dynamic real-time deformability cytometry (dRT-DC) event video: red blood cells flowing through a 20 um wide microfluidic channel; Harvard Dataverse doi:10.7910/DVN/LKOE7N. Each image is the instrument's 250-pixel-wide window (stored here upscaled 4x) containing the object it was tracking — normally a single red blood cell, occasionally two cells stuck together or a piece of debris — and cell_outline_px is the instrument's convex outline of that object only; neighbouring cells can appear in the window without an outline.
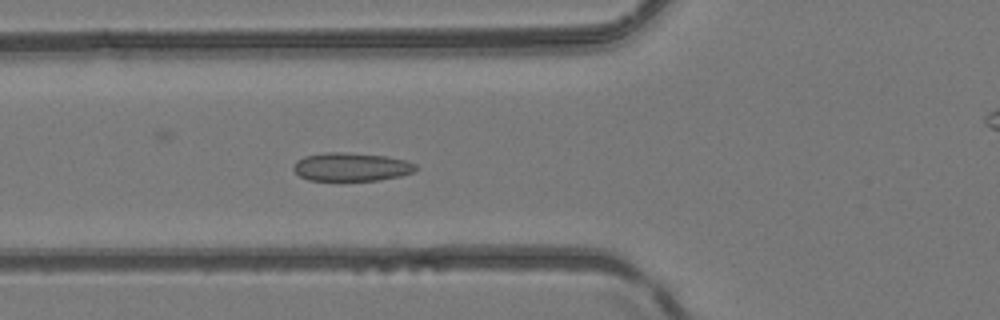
{"species": "common noctule bat (a hibernating species)", "species_latin": "Nyctalus noctula", "temperature_condition": "room temperature", "stored_images_in_passage": 51, "camera_frame_rate_fps": 3000, "um_per_image_px": 0.085, "animal": {"sex": "female", "body_mass_g": 24.6, "forearm_length_mm": 56.2}, "frame": {"image": 1, "passage_image": 19, "time_ms": 6.0, "image_size_px": [1000, 320], "cell_outline_px": [[416, 168], [412, 172], [400, 176], [380, 180], [308, 180], [300, 176], [292, 168], [296, 160], [304, 156], [324, 152], [340, 152], [388, 156], [404, 160], [416, 164]], "centroid_in_image_um": [29.83, 14.18], "position_along_channel_um": 96.0, "area_um2": 20.17}}
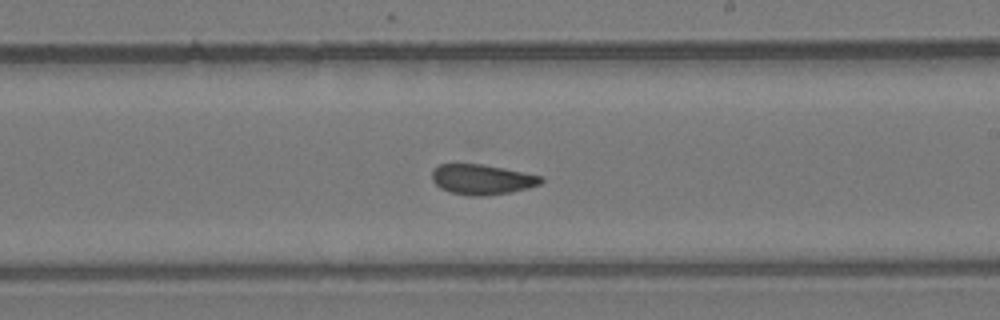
{"frame": {"image": 2, "passage_image": 30, "time_ms": 9.667, "image_size_px": [1000, 320], "cell_outline_px": [[544, 180], [540, 184], [528, 188], [512, 192], [488, 196], [468, 196], [448, 192], [440, 188], [432, 180], [432, 172], [440, 164], [480, 164], [504, 168], [544, 176]], "centroid_in_image_um": [41.0, 15.27], "position_along_channel_um": 248.0, "area_um2": 19.36}}
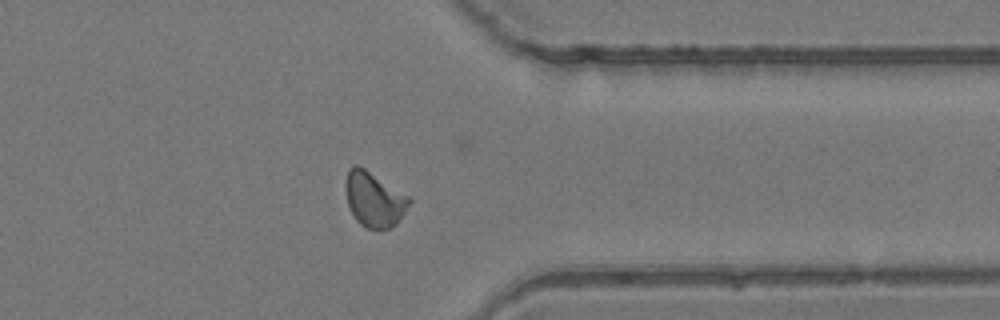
{"frame": {"image": 3, "passage_image": 40, "time_ms": 13.0, "image_size_px": [1000, 320], "cell_outline_px": [[412, 200], [396, 224], [388, 228], [376, 232], [364, 228], [356, 220], [348, 204], [344, 184], [348, 168], [352, 164], [356, 164], [364, 168], [408, 196]], "centroid_in_image_um": [31.76, 16.97], "position_along_channel_um": 379.6, "area_um2": 20.46}, "authors_computed_cell_mechanics": {"area_um2": 19.7676, "velocity_mm_per_s": 4.1384, "shape_relaxation_time_tau1_ms": null, "shape_relaxation_time_tau2_ms": 1.1045, "deformation_change_tau1": null, "deformation_change_tau2": 0.0544}}